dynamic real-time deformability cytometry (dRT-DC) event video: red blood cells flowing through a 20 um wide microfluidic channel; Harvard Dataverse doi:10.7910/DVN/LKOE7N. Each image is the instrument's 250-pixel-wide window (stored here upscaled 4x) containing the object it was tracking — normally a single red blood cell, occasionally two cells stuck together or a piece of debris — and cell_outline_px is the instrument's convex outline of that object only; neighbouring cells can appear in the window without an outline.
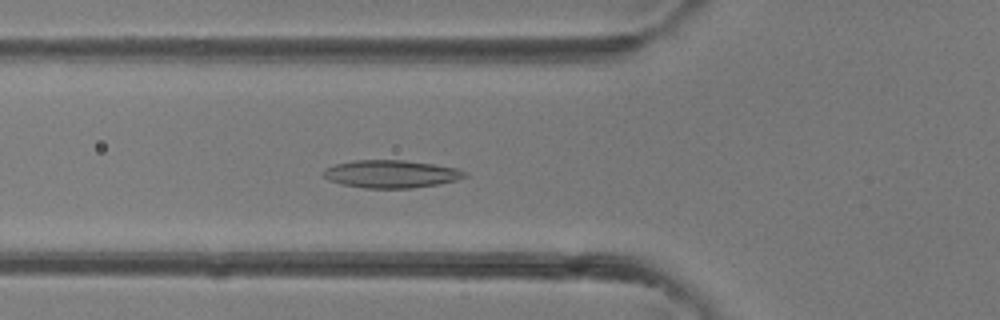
{"species": "common noctule bat (a hibernating species)", "species_latin": "Nyctalus noctula", "temperature_condition": "room temperature", "stored_images_in_passage": 41, "camera_frame_rate_fps": 3000, "um_per_image_px": 0.085, "animal": {"sex": "female"}, "frame": {"image": 1, "passage_image": 15, "time_ms": 4.667, "image_size_px": [1000, 320], "cell_outline_px": [[468, 176], [456, 180], [436, 184], [412, 188], [364, 188], [340, 184], [328, 180], [320, 172], [324, 168], [336, 164], [352, 160], [404, 160], [432, 164], [456, 168], [468, 172]], "centroid_in_image_um": [33.2, 14.78], "position_along_channel_um": 92.6, "area_um2": 22.95}}
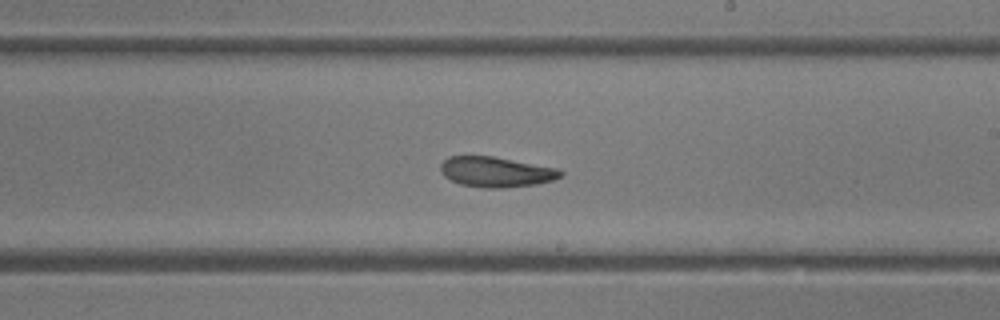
{"frame": {"image": 2, "passage_image": 24, "time_ms": 7.667, "image_size_px": [1000, 320], "cell_outline_px": [[564, 172], [560, 176], [552, 180], [536, 184], [504, 188], [484, 188], [460, 184], [444, 176], [440, 172], [440, 164], [448, 156], [492, 156], [556, 168]], "centroid_in_image_um": [42.12, 14.61], "position_along_channel_um": 246.9, "area_um2": 21.04}}
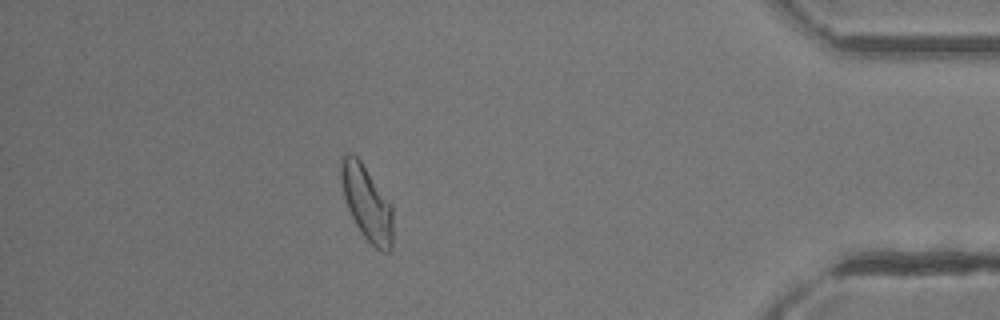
{"frame": {"image": 3, "passage_image": 36, "time_ms": 11.667, "image_size_px": [1000, 320], "cell_outline_px": [[392, 248], [388, 252], [380, 252], [360, 232], [344, 200], [340, 180], [340, 156], [344, 152], [352, 152], [360, 160], [392, 204]], "centroid_in_image_um": [31.15, 17.21], "position_along_channel_um": 404.0, "area_um2": 22.89}}